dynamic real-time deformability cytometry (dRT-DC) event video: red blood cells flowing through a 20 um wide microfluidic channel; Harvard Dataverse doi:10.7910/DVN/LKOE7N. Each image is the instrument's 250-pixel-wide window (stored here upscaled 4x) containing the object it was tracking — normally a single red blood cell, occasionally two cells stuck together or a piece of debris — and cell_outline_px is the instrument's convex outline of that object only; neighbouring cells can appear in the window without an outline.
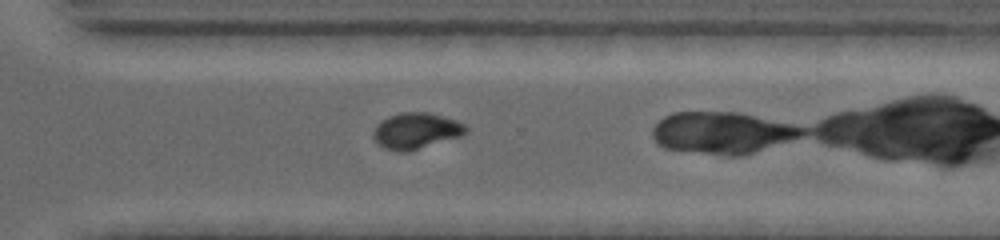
{"species": "common noctule bat (a hibernating species)", "species_latin": "Nyctalus noctula", "temperature_condition": "warm", "stored_images_in_passage": 14, "camera_frame_rate_fps": 4500, "um_per_image_px": 0.085, "animal": {"sex": "female", "body_mass_g": 19.0, "forearm_length_mm": 53.3}, "frame": {"image": 1, "passage_image": 14, "time_ms": 7.111, "image_size_px": [1000, 240], "cell_outline_px": [[468, 132], [460, 136], [408, 152], [396, 152], [384, 148], [376, 144], [372, 136], [372, 132], [376, 124], [388, 116], [404, 112], [428, 112], [456, 120], [464, 124], [468, 128]], "centroid_in_image_um": [35.32, 11.13], "position_along_channel_um": 335.3, "area_um2": 19.65}}